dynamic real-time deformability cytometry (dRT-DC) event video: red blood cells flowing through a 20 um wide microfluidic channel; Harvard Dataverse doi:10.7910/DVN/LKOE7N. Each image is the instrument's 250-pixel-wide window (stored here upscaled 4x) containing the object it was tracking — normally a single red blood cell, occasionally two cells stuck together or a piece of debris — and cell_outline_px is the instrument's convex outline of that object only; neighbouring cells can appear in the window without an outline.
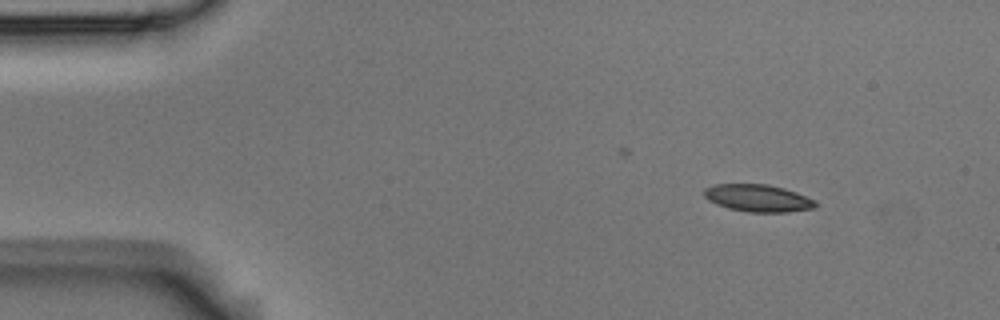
{"species": "Egyptian fruit bat (a non-hibernating species)", "species_latin": "Rousettus aegyptiacus", "temperature_condition": "room temperature", "stored_images_in_passage": 5, "camera_frame_rate_fps": 3000, "um_per_image_px": 0.085, "animal": {"sex": "male"}, "frame": {"image": 1, "passage_image": 1, "time_ms": 0.0, "image_size_px": [1000, 320], "cell_outline_px": [[816, 208], [788, 212], [748, 212], [728, 208], [716, 204], [708, 200], [704, 196], [704, 188], [716, 184], [768, 184], [784, 188], [796, 192], [816, 200]], "centroid_in_image_um": [64.43, 16.84], "position_along_channel_um": 20.6, "area_um2": 17.8}}
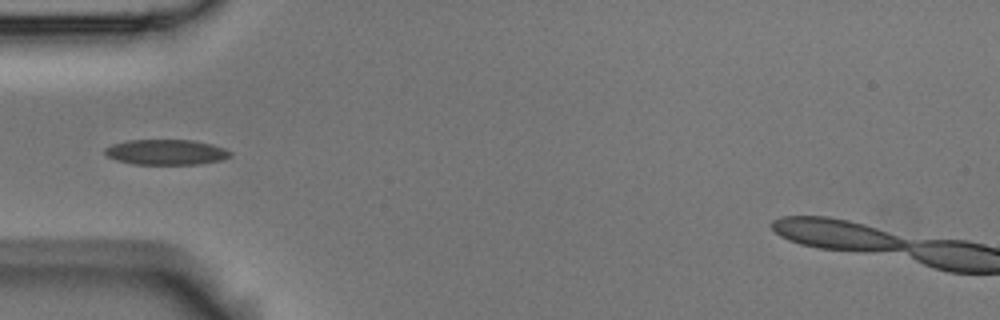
{"frame": {"image": 2, "passage_image": 4, "time_ms": 1.0, "image_size_px": [1000, 320], "cell_outline_px": [[232, 156], [220, 160], [200, 164], [132, 164], [116, 160], [108, 156], [104, 152], [104, 148], [112, 144], [128, 140], [192, 140], [212, 144], [224, 148], [232, 152]], "centroid_in_image_um": [14.12, 12.93], "position_along_channel_um": 70.9, "area_um2": 18.55}}
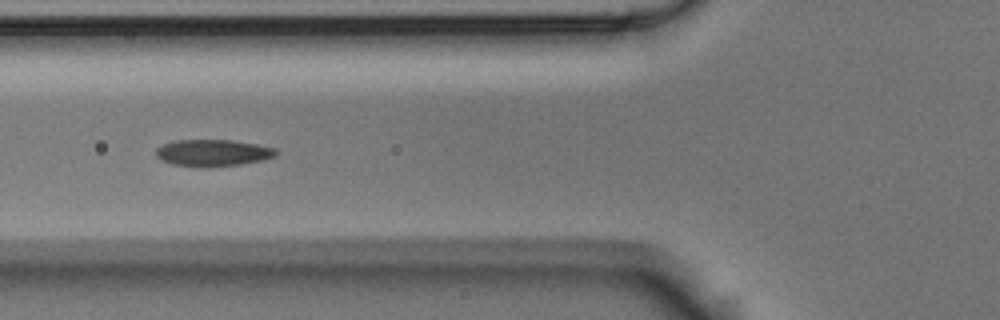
{"frame": {"image": 3, "passage_image": 5, "time_ms": 1.333, "image_size_px": [1000, 320], "cell_outline_px": [[276, 156], [260, 160], [240, 164], [200, 168], [172, 164], [160, 160], [156, 156], [156, 148], [164, 144], [176, 140], [232, 140], [256, 144], [276, 148]], "centroid_in_image_um": [18.05, 13.0], "position_along_channel_um": 107.7, "area_um2": 18.73}}